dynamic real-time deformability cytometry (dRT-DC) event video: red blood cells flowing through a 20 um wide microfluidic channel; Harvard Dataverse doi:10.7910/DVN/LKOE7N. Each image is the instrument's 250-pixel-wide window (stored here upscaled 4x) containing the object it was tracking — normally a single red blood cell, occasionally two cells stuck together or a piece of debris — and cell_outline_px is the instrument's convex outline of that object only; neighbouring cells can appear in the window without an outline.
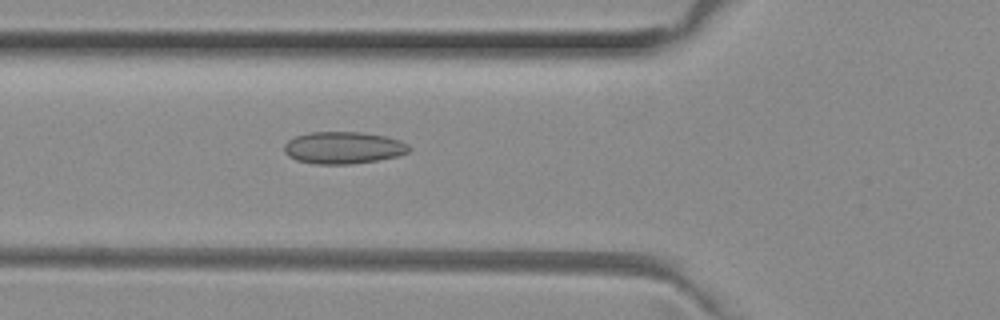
{"species": "common noctule bat (a hibernating species)", "species_latin": "Nyctalus noctula", "temperature_condition": "room temperature", "stored_images_in_passage": 48, "camera_frame_rate_fps": 3000, "um_per_image_px": 0.085, "animal": {"sex": "female", "body_mass_g": 29.2, "forearm_length_mm": 56.3}, "frame": {"image": 1, "passage_image": 15, "time_ms": 4.667, "image_size_px": [1000, 320], "cell_outline_px": [[412, 148], [408, 152], [396, 156], [376, 160], [348, 164], [316, 164], [296, 160], [288, 156], [284, 152], [284, 144], [288, 140], [296, 136], [308, 132], [360, 132], [384, 136], [400, 140], [408, 144]], "centroid_in_image_um": [29.16, 12.55], "position_along_channel_um": 96.6, "area_um2": 23.29}}
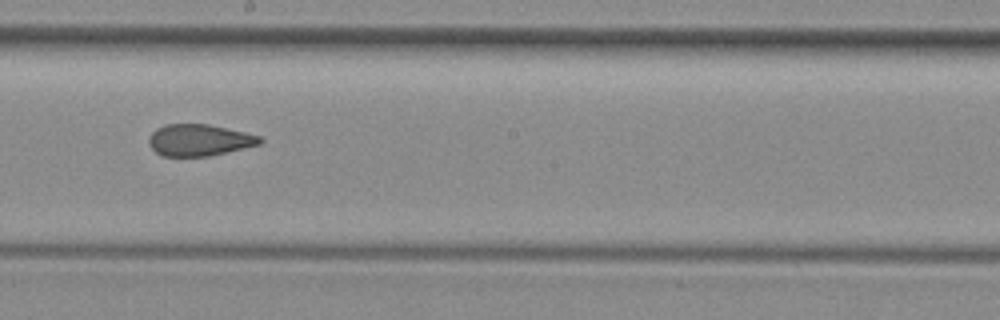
{"frame": {"image": 2, "passage_image": 25, "time_ms": 8.0, "image_size_px": [1000, 320], "cell_outline_px": [[264, 140], [260, 144], [208, 156], [160, 156], [148, 144], [148, 140], [152, 132], [156, 128], [164, 124], [208, 124], [244, 132], [260, 136]], "centroid_in_image_um": [16.9, 11.9], "position_along_channel_um": 231.3, "area_um2": 20.4}}
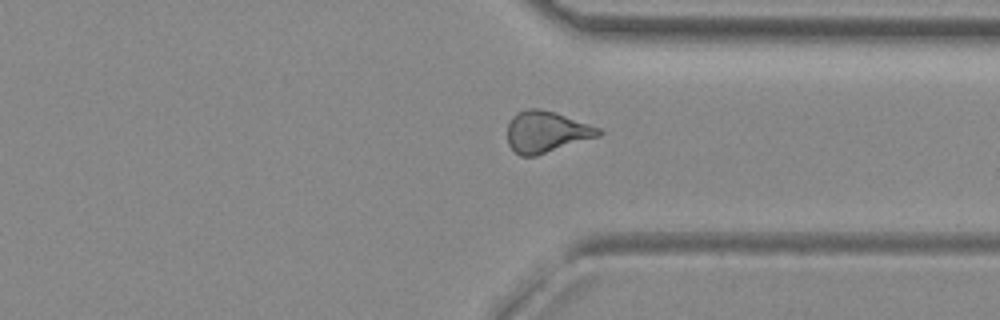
{"frame": {"image": 3, "passage_image": 35, "time_ms": 11.333, "image_size_px": [1000, 320], "cell_outline_px": [[604, 132], [600, 136], [536, 156], [520, 156], [508, 144], [508, 124], [512, 116], [516, 112], [528, 108], [540, 108], [556, 112], [600, 128]], "centroid_in_image_um": [46.45, 11.2], "position_along_channel_um": 365.0, "area_um2": 22.14}, "authors_computed_cell_mechanics": {"area_um2": 21.9351, "velocity_mm_per_s": 4.0233, "shape_relaxation_time_tau1_ms": null, "shape_relaxation_time_tau2_ms": 1.8018, "deformation_change_tau1": null, "deformation_change_tau2": 0.0805}}